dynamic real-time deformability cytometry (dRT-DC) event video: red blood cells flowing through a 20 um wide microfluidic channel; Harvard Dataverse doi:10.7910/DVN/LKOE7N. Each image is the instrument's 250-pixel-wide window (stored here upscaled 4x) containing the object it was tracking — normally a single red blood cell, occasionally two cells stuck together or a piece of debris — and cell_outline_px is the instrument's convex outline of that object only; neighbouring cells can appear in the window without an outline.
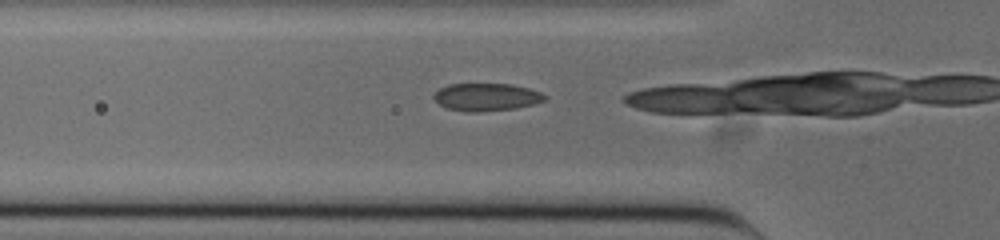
{"species": "common noctule bat (a hibernating species)", "species_latin": "Nyctalus noctula", "temperature_condition": "cold", "stored_images_in_passage": 5, "camera_frame_rate_fps": 3000, "um_per_image_px": 0.085, "animal": {"sex": "male", "body_mass_g": 20.0, "forearm_length_mm": 53.3}, "frame": {"image": 1, "passage_image": 3, "time_ms": 0.667, "image_size_px": [1000, 240], "cell_outline_px": [[548, 96], [544, 100], [532, 104], [516, 108], [476, 112], [464, 112], [448, 108], [440, 104], [432, 96], [440, 88], [448, 84], [512, 84], [528, 88], [540, 92]], "centroid_in_image_um": [41.34, 8.24], "position_along_channel_um": 84.5, "area_um2": 17.74}}